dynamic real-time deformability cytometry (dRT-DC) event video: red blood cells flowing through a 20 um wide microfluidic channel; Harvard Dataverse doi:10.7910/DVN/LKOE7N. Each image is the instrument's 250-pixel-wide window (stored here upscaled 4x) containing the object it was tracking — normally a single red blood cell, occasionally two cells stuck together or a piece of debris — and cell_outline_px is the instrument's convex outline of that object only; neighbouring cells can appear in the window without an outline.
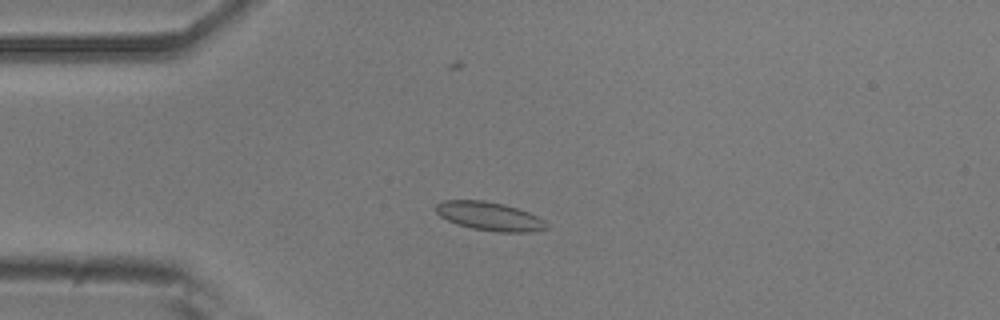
{"species": "common noctule bat (a hibernating species)", "species_latin": "Nyctalus noctula", "temperature_condition": "room temperature", "stored_images_in_passage": 52, "camera_frame_rate_fps": 3000, "um_per_image_px": 0.085, "animal": {"sex": "male", "body_mass_g": 20.5, "forearm_length_mm": 52.5}, "frame": {"image": 1, "passage_image": 12, "time_ms": 3.667, "image_size_px": [1000, 320], "cell_outline_px": [[548, 228], [532, 232], [500, 232], [472, 228], [456, 224], [440, 216], [436, 212], [436, 204], [444, 200], [484, 200], [504, 204], [528, 212], [544, 220], [548, 224]], "centroid_in_image_um": [41.61, 18.38], "position_along_channel_um": 43.4, "area_um2": 18.38}}
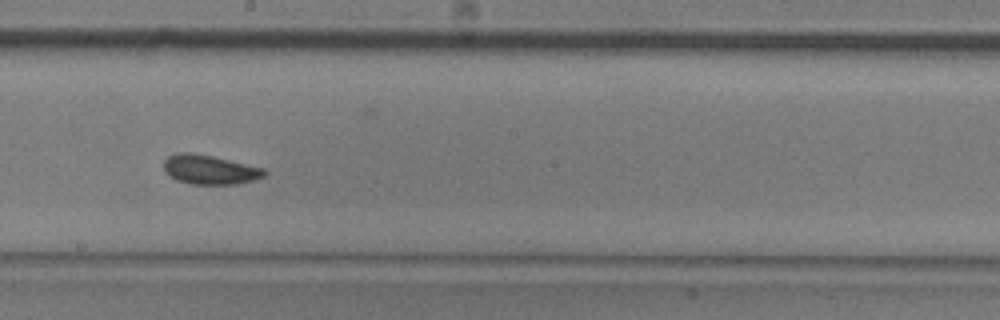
{"frame": {"image": 2, "passage_image": 28, "time_ms": 9.0, "image_size_px": [1000, 320], "cell_outline_px": [[268, 172], [264, 176], [252, 180], [236, 184], [192, 184], [176, 180], [168, 176], [164, 172], [164, 160], [168, 156], [176, 152], [192, 152], [212, 156], [264, 168]], "centroid_in_image_um": [17.78, 14.41], "position_along_channel_um": 230.4, "area_um2": 17.28}}
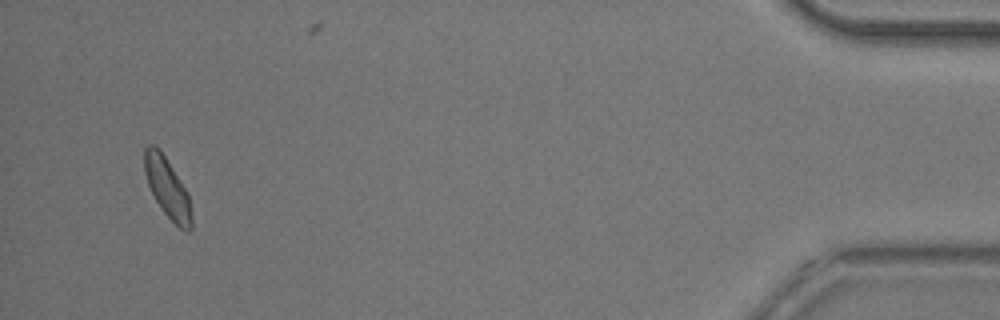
{"frame": {"image": 3, "passage_image": 49, "time_ms": 16.0, "image_size_px": [1000, 320], "cell_outline_px": [[192, 228], [188, 232], [180, 228], [164, 212], [156, 200], [148, 184], [144, 172], [144, 148], [148, 144], [156, 144], [160, 148], [188, 192], [192, 216]], "centroid_in_image_um": [14.23, 15.92], "position_along_channel_um": 421.0, "area_um2": 16.47}, "authors_computed_cell_mechanics": {"area_um2": 16.8776, "velocity_mm_per_s": 3.8642, "shape_relaxation_time_tau1_ms": 3.3316, "shape_relaxation_time_tau2_ms": 2.9622, "deformation_change_tau1": 0.0836, "deformation_change_tau2": 0.0843}}